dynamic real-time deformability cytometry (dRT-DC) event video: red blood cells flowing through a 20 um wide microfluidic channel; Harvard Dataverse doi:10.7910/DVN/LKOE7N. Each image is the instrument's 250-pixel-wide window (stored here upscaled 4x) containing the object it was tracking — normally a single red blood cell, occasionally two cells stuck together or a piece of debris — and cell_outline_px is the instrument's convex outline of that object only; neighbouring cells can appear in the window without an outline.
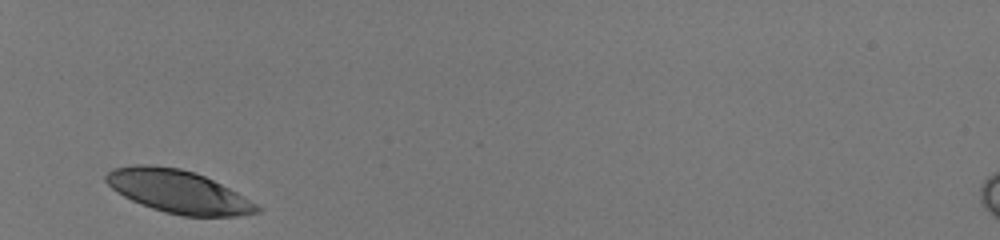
{"species": "human", "species_latin": "Homo sapiens", "temperature_condition": "room temperature", "stored_images_in_passage": 28, "camera_frame_rate_fps": 3000, "um_per_image_px": 0.085, "donor": {"sex": "male"}, "frame": {"image": 1, "passage_image": 1, "time_ms": 0.0, "image_size_px": [1000, 240], "cell_outline_px": [[260, 212], [236, 216], [184, 216], [164, 212], [152, 208], [132, 200], [124, 196], [112, 188], [104, 180], [104, 176], [112, 168], [136, 164], [152, 164], [180, 168], [196, 172], [236, 192], [256, 204], [260, 208]], "centroid_in_image_um": [15.11, 16.26], "position_along_channel_um": 69.9, "area_um2": 37.51}}
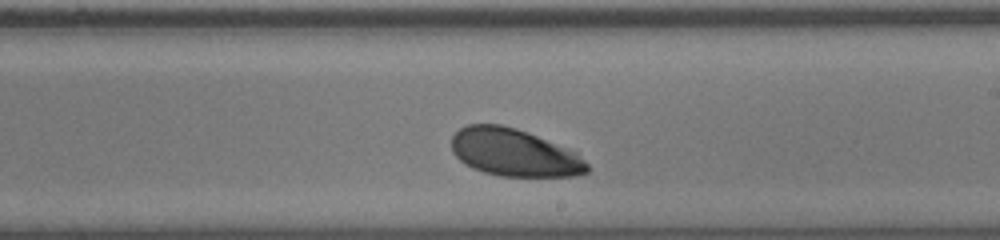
{"frame": {"image": 2, "passage_image": 16, "time_ms": 5.0, "image_size_px": [1000, 240], "cell_outline_px": [[588, 172], [576, 176], [500, 176], [484, 172], [472, 168], [464, 164], [452, 152], [452, 136], [460, 128], [468, 124], [500, 124], [516, 128], [528, 132], [576, 152], [588, 164]], "centroid_in_image_um": [43.68, 12.97], "position_along_channel_um": 245.3, "area_um2": 37.51}}
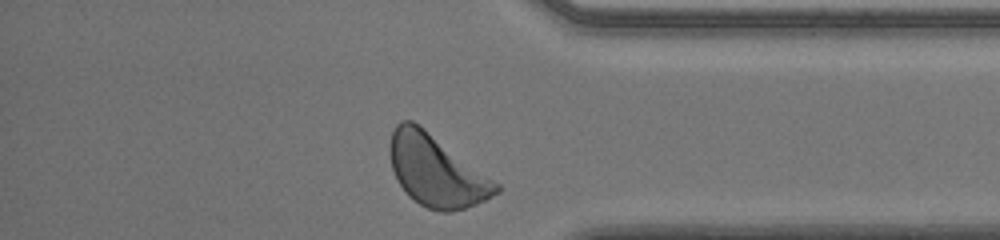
{"frame": {"image": 3, "passage_image": 28, "time_ms": 9.0, "image_size_px": [1000, 240], "cell_outline_px": [[500, 192], [476, 204], [452, 212], [444, 212], [428, 208], [420, 204], [408, 196], [400, 184], [392, 168], [388, 148], [392, 132], [396, 124], [400, 120], [412, 120], [420, 124], [500, 184]], "centroid_in_image_um": [37.07, 14.49], "position_along_channel_um": 398.1, "area_um2": 44.16}, "authors_computed_cell_mechanics": {"area_um2": 38.437, "velocity_mm_per_s": 3.8908, "shape_relaxation_time_tau1_ms": 1.7885, "shape_relaxation_time_tau2_ms": null, "deformation_change_tau1": 0.0967, "deformation_change_tau2": null}}